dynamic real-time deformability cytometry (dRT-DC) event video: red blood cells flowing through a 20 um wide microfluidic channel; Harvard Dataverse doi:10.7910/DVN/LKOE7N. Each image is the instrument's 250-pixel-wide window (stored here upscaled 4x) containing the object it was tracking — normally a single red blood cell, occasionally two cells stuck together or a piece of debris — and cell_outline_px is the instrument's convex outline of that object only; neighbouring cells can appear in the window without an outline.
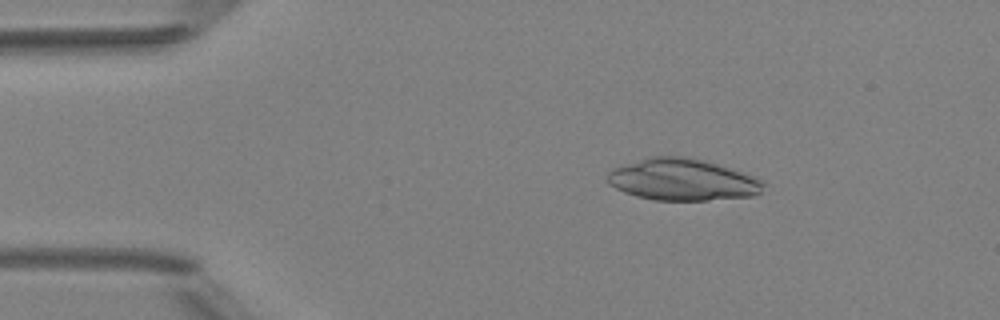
{"species": "Egyptian fruit bat (a non-hibernating species)", "species_latin": "Rousettus aegyptiacus", "temperature_condition": "room temperature", "stored_images_in_passage": 5, "camera_frame_rate_fps": 3000, "um_per_image_px": 0.085, "animal": {"sex": "female"}, "frame": {"image": 1, "passage_image": 3, "time_ms": 2.333, "image_size_px": [1000, 320], "cell_outline_px": [[764, 184], [760, 192], [752, 196], [708, 200], [656, 200], [636, 196], [624, 192], [608, 184], [604, 180], [608, 172], [616, 168], [648, 156], [684, 156], [704, 160], [764, 180]], "centroid_in_image_um": [57.97, 15.27], "position_along_channel_um": 27.0, "area_um2": 37.69}}